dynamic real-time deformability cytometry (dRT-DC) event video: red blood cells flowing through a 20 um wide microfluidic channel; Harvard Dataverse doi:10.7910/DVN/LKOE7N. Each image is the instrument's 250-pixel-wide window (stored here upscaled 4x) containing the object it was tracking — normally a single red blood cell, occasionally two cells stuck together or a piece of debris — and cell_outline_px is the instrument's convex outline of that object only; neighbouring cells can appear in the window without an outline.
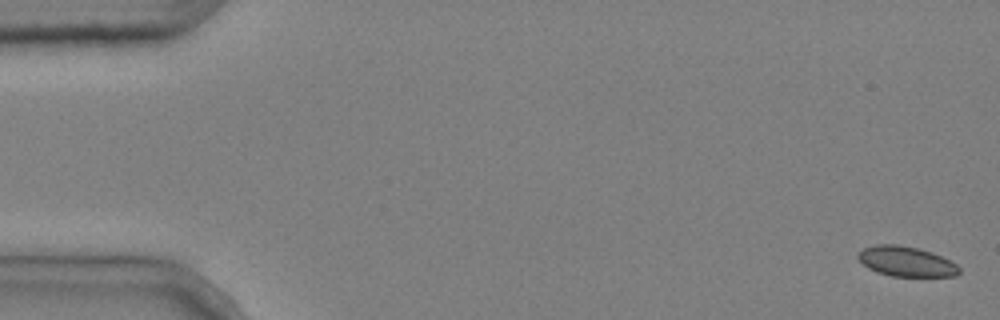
{"species": "common noctule bat (a hibernating species)", "species_latin": "Nyctalus noctula", "temperature_condition": "cold", "stored_images_in_passage": 6, "camera_frame_rate_fps": 3000, "um_per_image_px": 0.085, "animal": {"sex": "male", "body_mass_g": 20.4}, "frame": {"image": 1, "passage_image": 1, "time_ms": 0.0, "image_size_px": [1000, 320], "cell_outline_px": [[960, 272], [956, 276], [892, 276], [876, 272], [868, 268], [856, 256], [864, 248], [876, 244], [896, 244], [916, 248], [932, 252], [956, 264], [960, 268]], "centroid_in_image_um": [77.02, 22.23], "position_along_channel_um": 8.0, "area_um2": 17.51}}
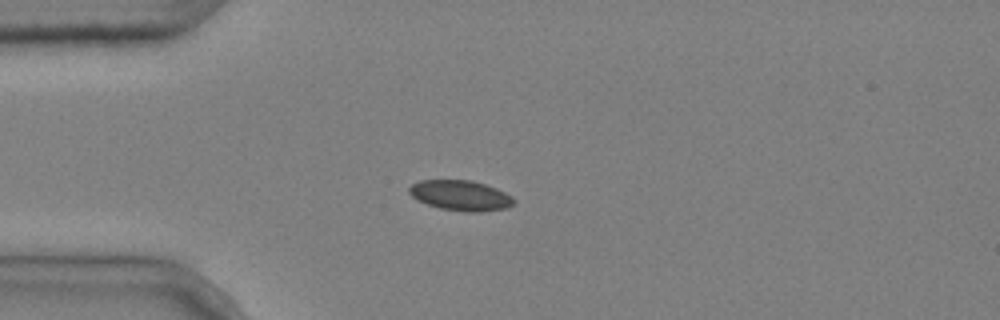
{"frame": {"image": 2, "passage_image": 4, "time_ms": 1.0, "image_size_px": [1000, 320], "cell_outline_px": [[516, 204], [508, 208], [480, 212], [464, 212], [440, 208], [416, 200], [408, 192], [408, 188], [412, 184], [420, 180], [468, 180], [484, 184], [496, 188], [512, 196], [516, 200]], "centroid_in_image_um": [39.17, 16.62], "position_along_channel_um": 45.8, "area_um2": 18.61}}
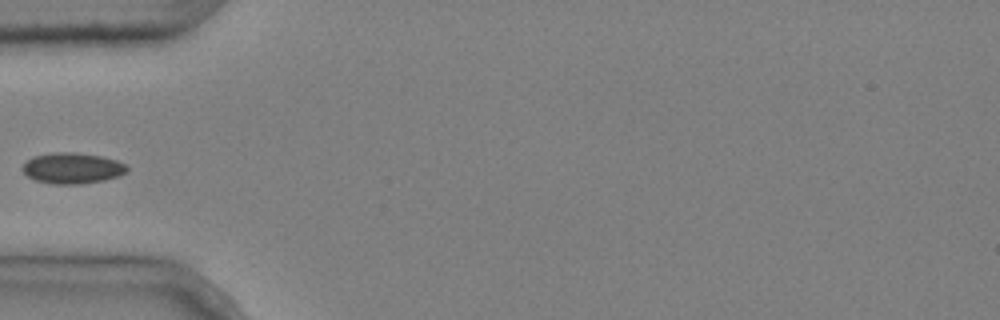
{"frame": {"image": 3, "passage_image": 5, "time_ms": 1.333, "image_size_px": [1000, 320], "cell_outline_px": [[128, 168], [120, 176], [104, 180], [80, 184], [52, 184], [36, 180], [28, 176], [20, 168], [32, 156], [56, 152], [76, 152], [100, 156], [116, 160], [124, 164]], "centroid_in_image_um": [6.13, 14.29], "position_along_channel_um": 78.9, "area_um2": 18.73}}